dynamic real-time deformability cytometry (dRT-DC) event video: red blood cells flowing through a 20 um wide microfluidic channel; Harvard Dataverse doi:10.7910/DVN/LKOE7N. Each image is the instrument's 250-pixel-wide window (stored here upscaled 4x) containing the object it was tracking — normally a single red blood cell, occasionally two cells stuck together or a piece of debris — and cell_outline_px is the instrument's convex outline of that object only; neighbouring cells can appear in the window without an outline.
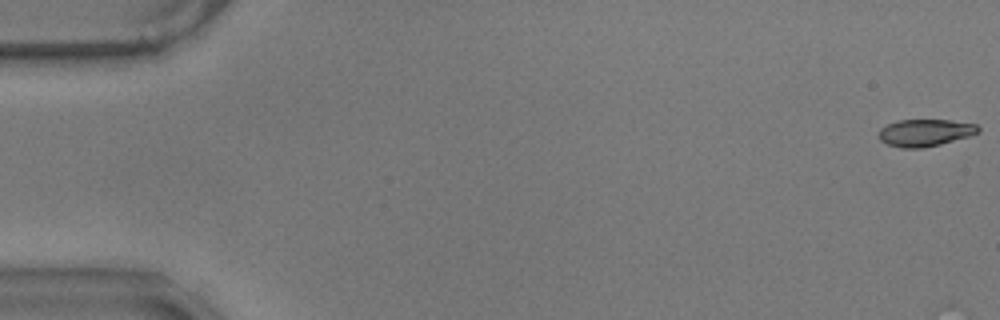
{"species": "common noctule bat (a hibernating species)", "species_latin": "Nyctalus noctula", "temperature_condition": "warm", "stored_images_in_passage": 7, "camera_frame_rate_fps": 3000, "um_per_image_px": 0.085, "animal": {"sex": "male", "body_mass_g": 17.9}, "frame": {"image": 1, "passage_image": 1, "time_ms": 0.0, "image_size_px": [1000, 320], "cell_outline_px": [[980, 132], [968, 136], [940, 144], [920, 148], [900, 148], [888, 144], [880, 140], [876, 136], [880, 128], [888, 124], [900, 120], [948, 120], [976, 124], [980, 128]], "centroid_in_image_um": [78.59, 11.28], "position_along_channel_um": 6.4, "area_um2": 15.66}}